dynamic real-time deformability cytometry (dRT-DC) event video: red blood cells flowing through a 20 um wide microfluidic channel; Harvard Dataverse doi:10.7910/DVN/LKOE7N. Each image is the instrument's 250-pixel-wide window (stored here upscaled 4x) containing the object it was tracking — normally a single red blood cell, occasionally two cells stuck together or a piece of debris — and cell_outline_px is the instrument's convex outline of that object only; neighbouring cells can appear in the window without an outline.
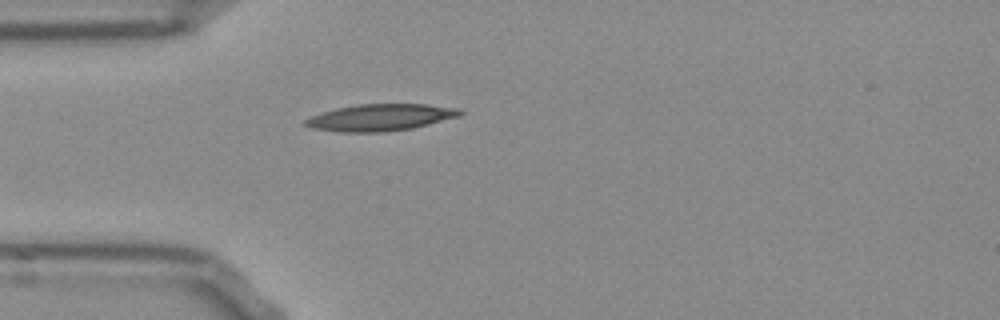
{"species": "Egyptian fruit bat (a non-hibernating species)", "species_latin": "Rousettus aegyptiacus", "temperature_condition": "room temperature", "stored_images_in_passage": 39, "camera_frame_rate_fps": 3000, "um_per_image_px": 0.085, "frame": {"image": 1, "passage_image": 1, "time_ms": 0.0, "image_size_px": [1000, 320], "cell_outline_px": [[464, 112], [460, 116], [412, 128], [384, 132], [340, 132], [312, 128], [304, 124], [304, 120], [312, 116], [336, 108], [356, 104], [428, 104], [460, 108]], "centroid_in_image_um": [32.37, 9.98], "position_along_channel_um": 52.6, "area_um2": 24.1}}
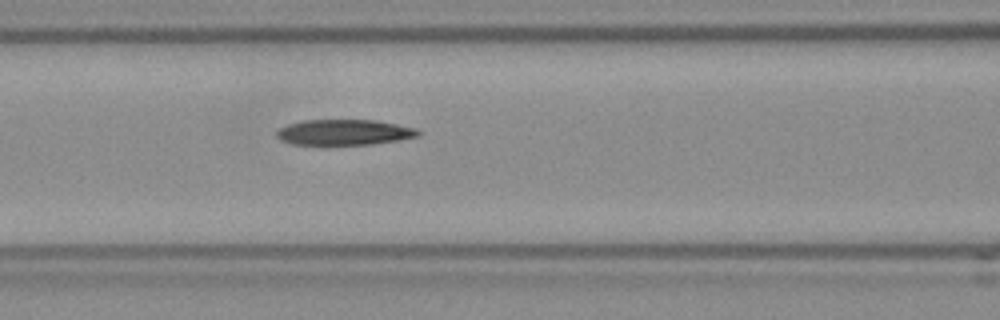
{"frame": {"image": 2, "passage_image": 8, "time_ms": 2.333, "image_size_px": [1000, 320], "cell_outline_px": [[420, 136], [400, 140], [372, 144], [292, 144], [280, 140], [276, 136], [276, 128], [300, 120], [376, 120], [416, 128], [420, 132]], "centroid_in_image_um": [29.23, 11.24], "position_along_channel_um": 137.4, "area_um2": 21.21}}
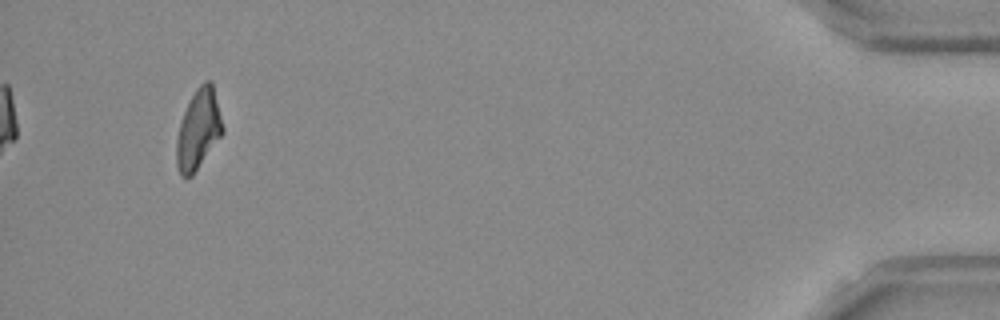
{"frame": {"image": 3, "passage_image": 36, "time_ms": 11.667, "image_size_px": [1000, 320], "cell_outline_px": [[224, 132], [192, 176], [180, 176], [176, 164], [176, 140], [180, 124], [184, 112], [196, 88], [204, 80], [212, 80], [224, 128]], "centroid_in_image_um": [16.87, 10.99], "position_along_channel_um": 418.3, "area_um2": 21.39}, "authors_computed_cell_mechanics": {"area_um2": 21.9062, "velocity_mm_per_s": 3.8625, "shape_relaxation_time_tau1_ms": null, "shape_relaxation_time_tau2_ms": 3.545, "deformation_change_tau1": null, "deformation_change_tau2": 0.1291}}